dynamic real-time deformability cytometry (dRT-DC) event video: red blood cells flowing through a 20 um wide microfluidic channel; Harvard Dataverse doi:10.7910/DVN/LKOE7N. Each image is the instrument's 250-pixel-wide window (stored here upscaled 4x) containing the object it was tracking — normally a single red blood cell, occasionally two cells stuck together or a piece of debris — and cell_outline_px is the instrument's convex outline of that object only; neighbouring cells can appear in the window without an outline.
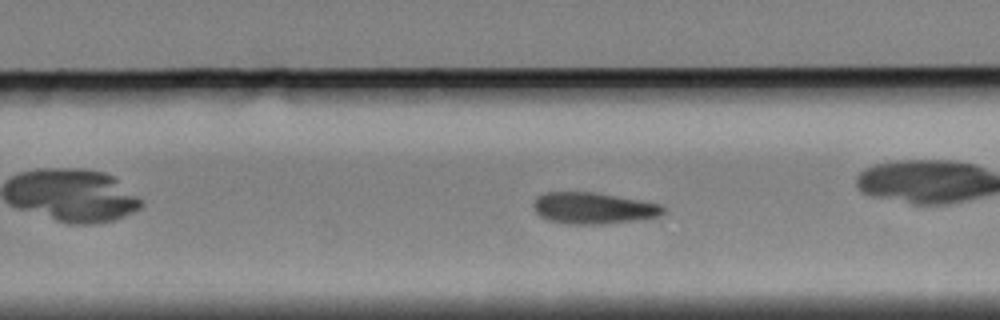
{"species": "Egyptian fruit bat (a non-hibernating species)", "species_latin": "Rousettus aegyptiacus", "temperature_condition": "cold", "stored_images_in_passage": 55, "camera_frame_rate_fps": 3000, "um_per_image_px": 0.085, "animal": {"sex": "female"}, "frame": {"image": 1, "passage_image": 32, "time_ms": 10.333, "image_size_px": [1000, 320], "cell_outline_px": [[664, 212], [660, 216], [636, 220], [604, 224], [564, 224], [548, 220], [540, 216], [536, 212], [532, 204], [536, 196], [544, 192], [592, 192], [664, 204]], "centroid_in_image_um": [50.41, 17.69], "position_along_channel_um": 279.4, "area_um2": 23.93}, "authors_computed_cell_mechanics": {"area_um2": 23.6402, "velocity_mm_per_s": 3.3848, "shape_relaxation_time_tau1_ms": 4.4126, "shape_relaxation_time_tau2_ms": null, "deformation_change_tau1": 0.1317, "deformation_change_tau2": null}}